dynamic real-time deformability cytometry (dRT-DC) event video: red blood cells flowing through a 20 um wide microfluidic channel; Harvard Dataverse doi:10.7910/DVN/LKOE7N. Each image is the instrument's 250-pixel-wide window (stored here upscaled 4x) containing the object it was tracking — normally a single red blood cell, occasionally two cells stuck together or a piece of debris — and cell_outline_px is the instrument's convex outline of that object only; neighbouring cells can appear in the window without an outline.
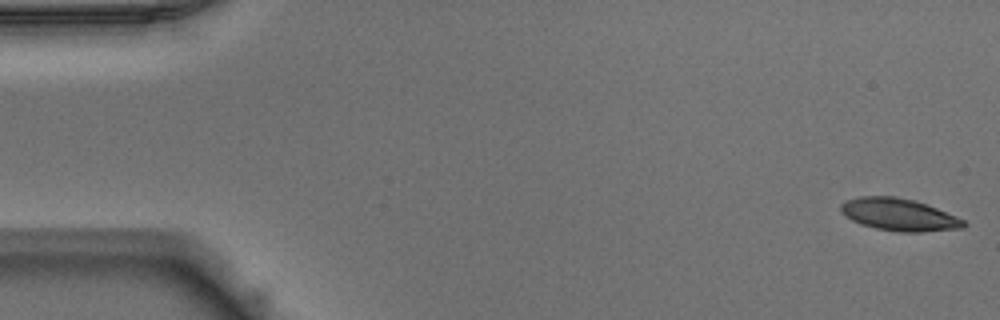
{"species": "Egyptian fruit bat (a non-hibernating species)", "species_latin": "Rousettus aegyptiacus", "temperature_condition": "warm", "stored_images_in_passage": 51, "camera_frame_rate_fps": 3000, "um_per_image_px": 0.085, "animal": {"sex": "male"}, "frame": {"image": 1, "passage_image": 1, "time_ms": 0.0, "image_size_px": [1000, 320], "cell_outline_px": [[968, 224], [964, 228], [924, 232], [900, 232], [876, 228], [860, 224], [852, 220], [840, 212], [840, 204], [844, 200], [860, 196], [892, 196], [912, 200], [936, 208], [956, 216], [964, 220]], "centroid_in_image_um": [76.4, 18.25], "position_along_channel_um": 8.6, "area_um2": 23.12}}
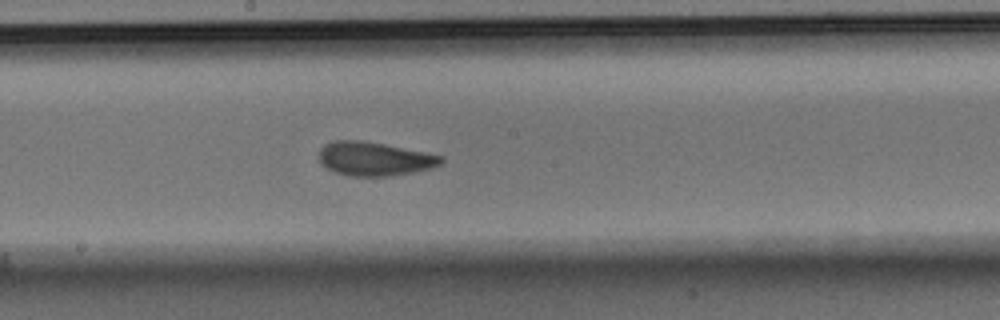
{"frame": {"image": 2, "passage_image": 27, "time_ms": 8.667, "image_size_px": [1000, 320], "cell_outline_px": [[444, 160], [440, 164], [432, 168], [412, 172], [388, 176], [348, 176], [336, 172], [320, 164], [320, 148], [324, 144], [336, 140], [360, 140], [384, 144], [444, 156]], "centroid_in_image_um": [31.82, 13.5], "position_along_channel_um": 216.4, "area_um2": 23.93}}
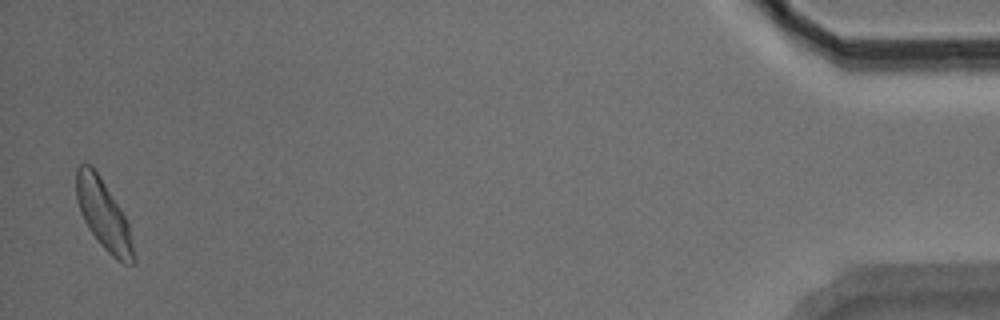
{"frame": {"image": 3, "passage_image": 50, "time_ms": 16.333, "image_size_px": [1000, 320], "cell_outline_px": [[136, 260], [132, 264], [124, 264], [116, 260], [100, 244], [88, 228], [80, 212], [76, 200], [76, 168], [84, 160], [92, 164], [100, 176], [120, 208], [128, 224]], "centroid_in_image_um": [8.77, 18.22], "position_along_channel_um": 426.4, "area_um2": 23.35}, "authors_computed_cell_mechanics": {"area_um2": 23.3512, "velocity_mm_per_s": 3.9233, "shape_relaxation_time_tau1_ms": 3.2658, "shape_relaxation_time_tau2_ms": 1.4225, "deformation_change_tau1": 0.1224, "deformation_change_tau2": 0.0584}}